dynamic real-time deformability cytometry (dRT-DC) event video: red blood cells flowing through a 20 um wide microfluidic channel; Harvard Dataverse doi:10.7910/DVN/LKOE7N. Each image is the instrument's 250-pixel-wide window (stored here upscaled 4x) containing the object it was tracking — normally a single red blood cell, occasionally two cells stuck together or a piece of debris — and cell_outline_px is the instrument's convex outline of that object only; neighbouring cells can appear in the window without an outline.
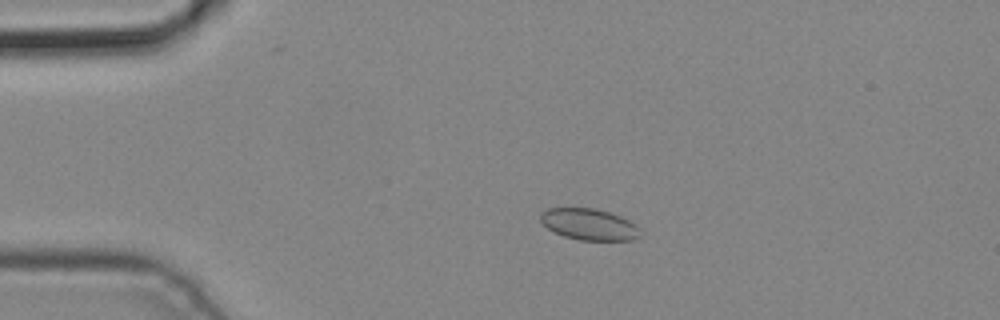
{"species": "common noctule bat (a hibernating species)", "species_latin": "Nyctalus noctula", "temperature_condition": "cold", "stored_images_in_passage": 3, "camera_frame_rate_fps": 3000, "um_per_image_px": 0.085, "animal": {"sex": "male", "body_mass_g": 19.2, "forearm_length_mm": 51.8}, "frame": {"image": 1, "passage_image": 2, "time_ms": 0.333, "image_size_px": [1000, 320], "cell_outline_px": [[640, 236], [632, 240], [580, 240], [564, 236], [548, 228], [540, 220], [540, 212], [548, 208], [596, 208], [620, 216], [636, 224], [640, 228]], "centroid_in_image_um": [50.09, 19.06], "position_along_channel_um": 34.9, "area_um2": 18.21}}